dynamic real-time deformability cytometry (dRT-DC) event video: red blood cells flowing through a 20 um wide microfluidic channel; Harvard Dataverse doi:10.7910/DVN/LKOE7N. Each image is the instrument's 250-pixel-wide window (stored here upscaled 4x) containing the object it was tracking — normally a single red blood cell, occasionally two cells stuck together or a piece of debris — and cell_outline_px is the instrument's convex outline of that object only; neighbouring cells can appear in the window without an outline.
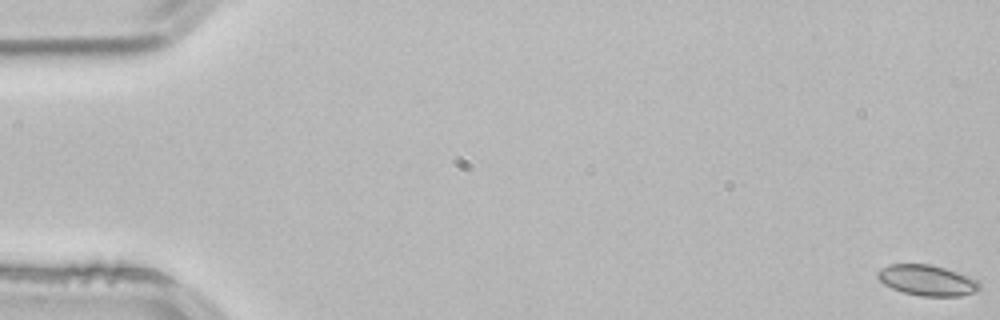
{"species": "common noctule bat (a hibernating species)", "species_latin": "Nyctalus noctula", "temperature_condition": "room temperature", "stored_images_in_passage": 3, "camera_frame_rate_fps": 3000, "um_per_image_px": 0.085, "animal": {"sex": "male", "body_mass_g": 21.5, "forearm_length_mm": 52.0}, "frame": {"image": 1, "passage_image": 1, "time_ms": 0.0, "image_size_px": [1000, 320], "cell_outline_px": [[980, 288], [976, 292], [960, 296], [920, 296], [904, 292], [892, 288], [884, 284], [876, 276], [876, 272], [880, 268], [888, 264], [932, 264], [956, 272], [976, 280], [980, 284]], "centroid_in_image_um": [78.77, 23.82], "position_along_channel_um": 6.2, "area_um2": 18.15}}
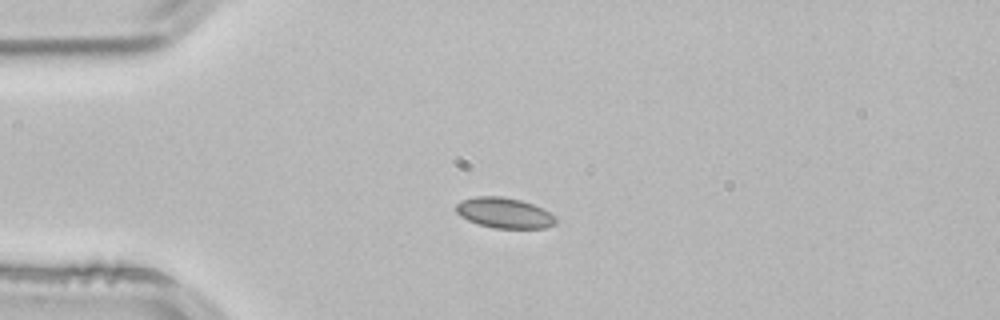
{"frame": {"image": 2, "passage_image": 3, "time_ms": 0.667, "image_size_px": [1000, 320], "cell_outline_px": [[556, 224], [544, 228], [492, 228], [468, 220], [460, 216], [456, 212], [456, 204], [460, 200], [476, 196], [500, 196], [520, 200], [532, 204], [556, 216]], "centroid_in_image_um": [42.84, 18.1], "position_along_channel_um": 42.2, "area_um2": 17.63}}